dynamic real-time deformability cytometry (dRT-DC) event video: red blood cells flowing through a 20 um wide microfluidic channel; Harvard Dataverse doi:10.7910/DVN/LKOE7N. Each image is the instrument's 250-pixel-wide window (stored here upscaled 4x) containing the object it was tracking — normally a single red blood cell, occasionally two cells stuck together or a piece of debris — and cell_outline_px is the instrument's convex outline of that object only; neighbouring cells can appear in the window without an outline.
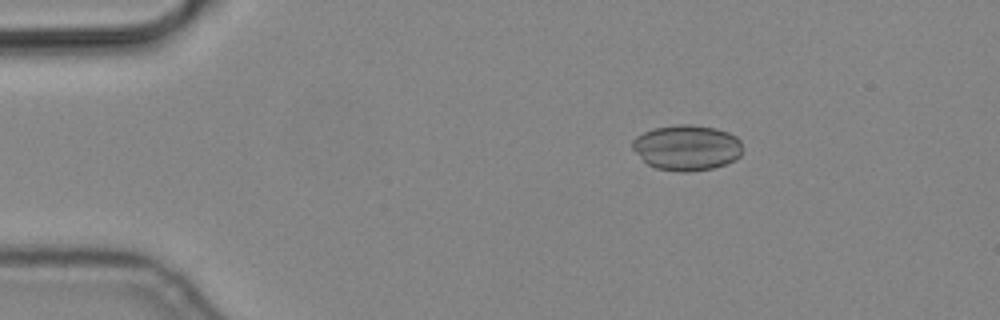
{"species": "common noctule bat (a hibernating species)", "species_latin": "Nyctalus noctula", "temperature_condition": "cold", "stored_images_in_passage": 4, "camera_frame_rate_fps": 3000, "um_per_image_px": 0.085, "animal": {"sex": "male", "body_mass_g": 19.2, "forearm_length_mm": 51.8}, "frame": {"image": 1, "passage_image": 2, "time_ms": 0.333, "image_size_px": [1000, 320], "cell_outline_px": [[740, 156], [736, 160], [712, 168], [688, 172], [680, 172], [656, 168], [648, 164], [632, 148], [632, 140], [636, 136], [644, 132], [656, 128], [680, 124], [692, 124], [716, 128], [728, 132], [736, 136], [740, 140]], "centroid_in_image_um": [58.38, 12.54], "position_along_channel_um": 26.6, "area_um2": 29.07}}